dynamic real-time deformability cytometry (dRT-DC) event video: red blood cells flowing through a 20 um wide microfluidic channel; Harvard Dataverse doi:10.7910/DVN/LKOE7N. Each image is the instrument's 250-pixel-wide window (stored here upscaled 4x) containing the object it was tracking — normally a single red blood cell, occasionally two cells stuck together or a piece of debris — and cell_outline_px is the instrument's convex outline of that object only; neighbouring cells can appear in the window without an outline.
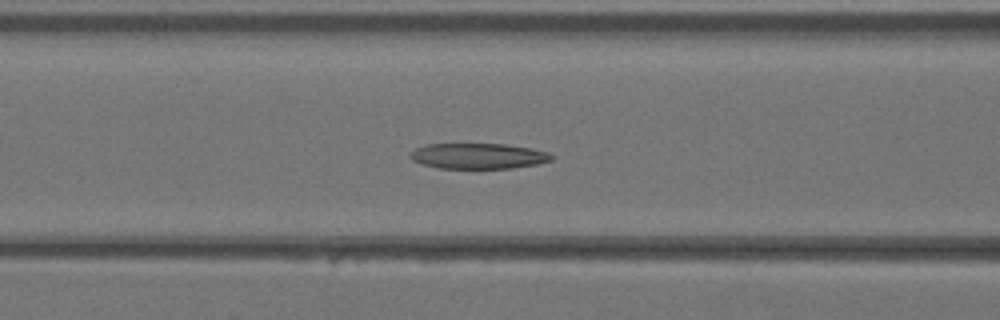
{"species": "Egyptian fruit bat (a non-hibernating species)", "species_latin": "Rousettus aegyptiacus", "temperature_condition": "warm", "stored_images_in_passage": 31, "camera_frame_rate_fps": 3000, "um_per_image_px": 0.085, "animal": {"sex": "female"}, "frame": {"image": 1, "passage_image": 8, "time_ms": 2.333, "image_size_px": [1000, 320], "cell_outline_px": [[556, 156], [552, 160], [536, 164], [512, 168], [440, 168], [424, 164], [412, 160], [408, 156], [408, 152], [424, 144], [504, 144], [532, 148], [548, 152]], "centroid_in_image_um": [40.65, 13.25], "position_along_channel_um": 126.0, "area_um2": 21.15}}
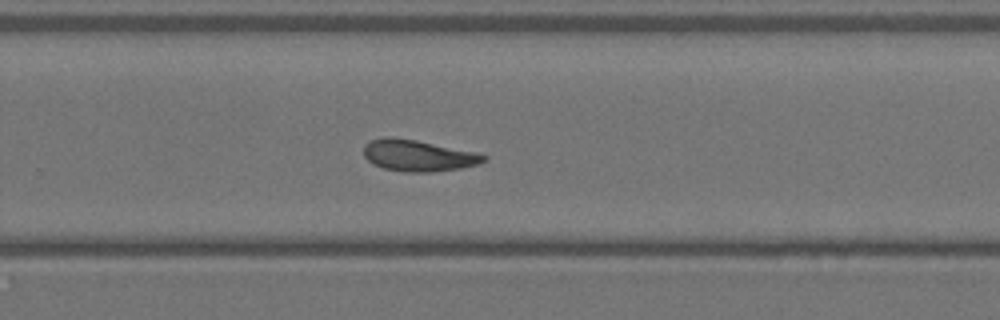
{"frame": {"image": 2, "passage_image": 18, "time_ms": 5.667, "image_size_px": [1000, 320], "cell_outline_px": [[488, 160], [480, 164], [460, 168], [432, 172], [404, 172], [384, 168], [372, 164], [364, 156], [364, 144], [368, 140], [384, 136], [392, 136], [416, 140], [472, 152], [488, 156]], "centroid_in_image_um": [35.49, 13.22], "position_along_channel_um": 294.3, "area_um2": 22.02}}
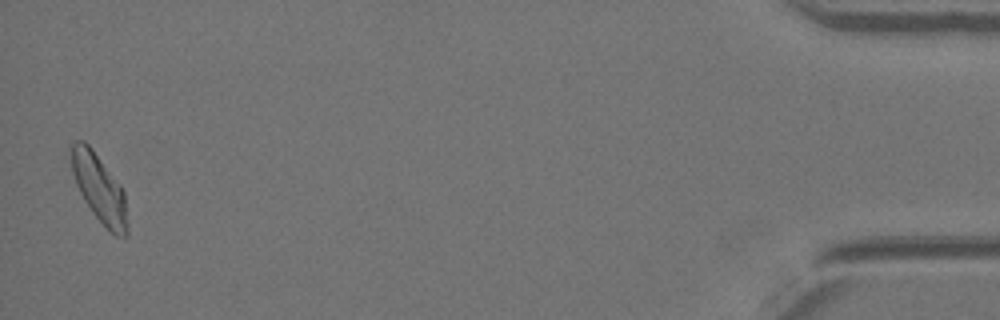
{"frame": {"image": 3, "passage_image": 31, "time_ms": 10.0, "image_size_px": [1000, 320], "cell_outline_px": [[128, 236], [116, 236], [92, 212], [84, 200], [76, 184], [72, 172], [68, 148], [76, 140], [84, 140], [92, 148], [120, 184], [124, 192], [128, 224]], "centroid_in_image_um": [8.42, 15.96], "position_along_channel_um": 426.8, "area_um2": 22.31}}